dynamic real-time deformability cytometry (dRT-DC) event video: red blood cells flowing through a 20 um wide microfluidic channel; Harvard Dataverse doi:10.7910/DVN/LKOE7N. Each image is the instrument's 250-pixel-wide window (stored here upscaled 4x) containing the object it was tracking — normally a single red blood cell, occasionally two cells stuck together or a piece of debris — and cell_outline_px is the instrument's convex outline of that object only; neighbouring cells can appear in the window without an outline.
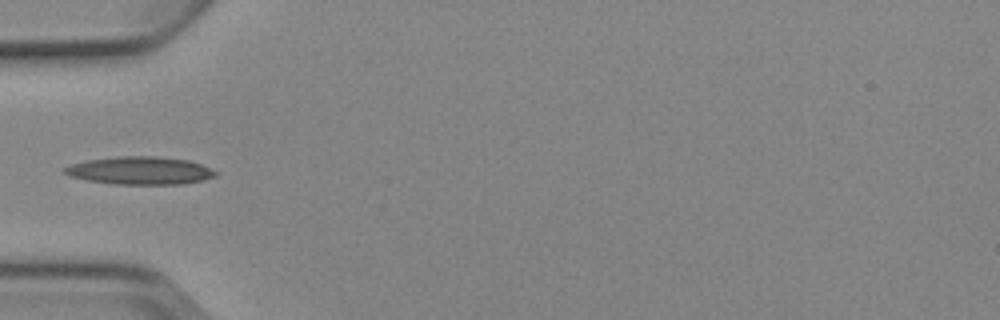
{"species": "Egyptian fruit bat (a non-hibernating species)", "species_latin": "Rousettus aegyptiacus", "temperature_condition": "cold", "stored_images_in_passage": 4, "camera_frame_rate_fps": 3000, "um_per_image_px": 0.085, "animal": {"sex": "female"}, "frame": {"image": 1, "passage_image": 4, "time_ms": 3.333, "image_size_px": [1000, 320], "cell_outline_px": [[216, 176], [204, 180], [184, 184], [112, 184], [88, 180], [68, 176], [64, 172], [64, 168], [72, 164], [88, 160], [120, 156], [156, 156], [188, 160], [200, 164], [216, 172]], "centroid_in_image_um": [11.9, 14.5], "position_along_channel_um": 73.1, "area_um2": 24.33}}